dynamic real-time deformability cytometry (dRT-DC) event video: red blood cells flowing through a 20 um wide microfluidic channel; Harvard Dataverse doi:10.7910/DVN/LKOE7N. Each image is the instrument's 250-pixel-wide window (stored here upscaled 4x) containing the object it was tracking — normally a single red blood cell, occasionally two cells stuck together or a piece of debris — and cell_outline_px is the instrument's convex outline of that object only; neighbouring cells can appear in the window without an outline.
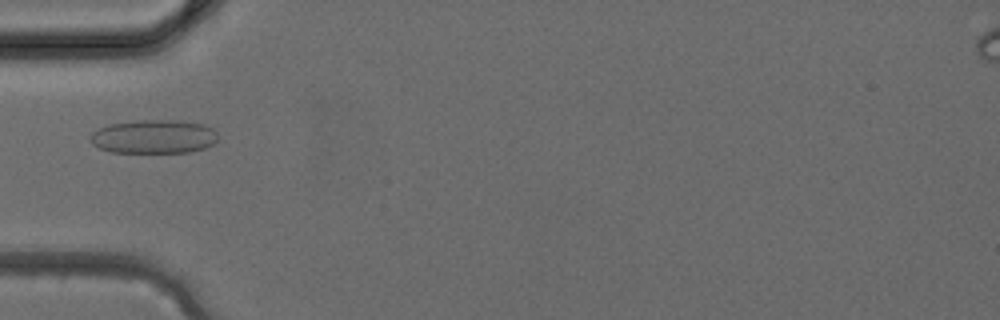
{"species": "common noctule bat (a hibernating species)", "species_latin": "Nyctalus noctula", "temperature_condition": "cold", "stored_images_in_passage": 38, "camera_frame_rate_fps": 3000, "um_per_image_px": 0.085, "animal": {"sex": "female", "body_mass_g": 24.6, "forearm_length_mm": 56.2}, "frame": {"image": 1, "passage_image": 13, "time_ms": 4.0, "image_size_px": [1000, 320], "cell_outline_px": [[216, 140], [212, 144], [204, 148], [188, 152], [112, 152], [100, 148], [92, 144], [88, 136], [92, 132], [108, 124], [136, 120], [180, 120], [204, 124], [212, 128], [216, 132]], "centroid_in_image_um": [13.04, 11.6], "position_along_channel_um": 72.0, "area_um2": 25.14}}
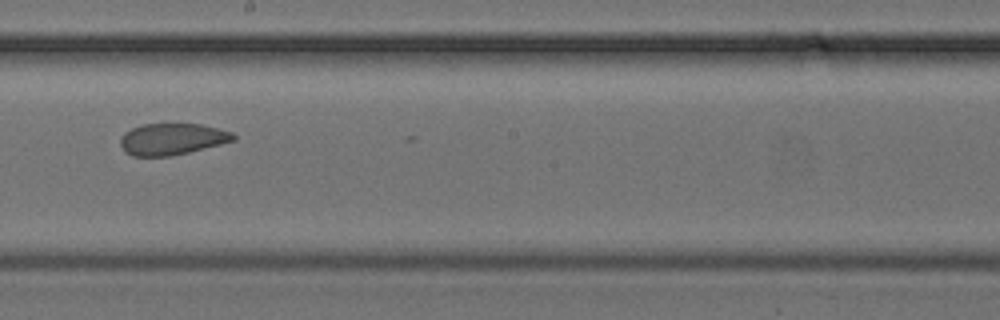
{"frame": {"image": 2, "passage_image": 22, "time_ms": 7.0, "image_size_px": [1000, 320], "cell_outline_px": [[236, 140], [172, 156], [132, 156], [124, 152], [120, 144], [120, 140], [124, 132], [132, 128], [144, 124], [200, 124], [232, 132], [236, 136]], "centroid_in_image_um": [14.6, 11.83], "position_along_channel_um": 233.6, "area_um2": 20.69}}
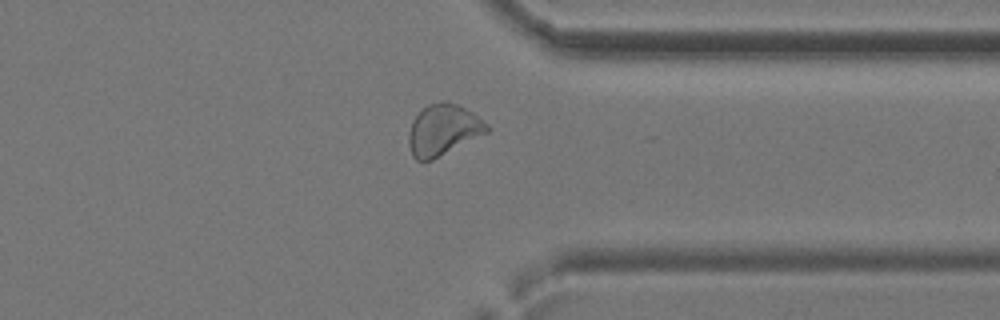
{"frame": {"image": 3, "passage_image": 30, "time_ms": 9.667, "image_size_px": [1000, 320], "cell_outline_px": [[488, 132], [432, 160], [416, 160], [412, 156], [408, 144], [408, 136], [412, 120], [428, 104], [444, 100], [448, 100], [472, 112], [484, 120], [488, 124]], "centroid_in_image_um": [37.66, 11.03], "position_along_channel_um": 373.7, "area_um2": 23.18}}